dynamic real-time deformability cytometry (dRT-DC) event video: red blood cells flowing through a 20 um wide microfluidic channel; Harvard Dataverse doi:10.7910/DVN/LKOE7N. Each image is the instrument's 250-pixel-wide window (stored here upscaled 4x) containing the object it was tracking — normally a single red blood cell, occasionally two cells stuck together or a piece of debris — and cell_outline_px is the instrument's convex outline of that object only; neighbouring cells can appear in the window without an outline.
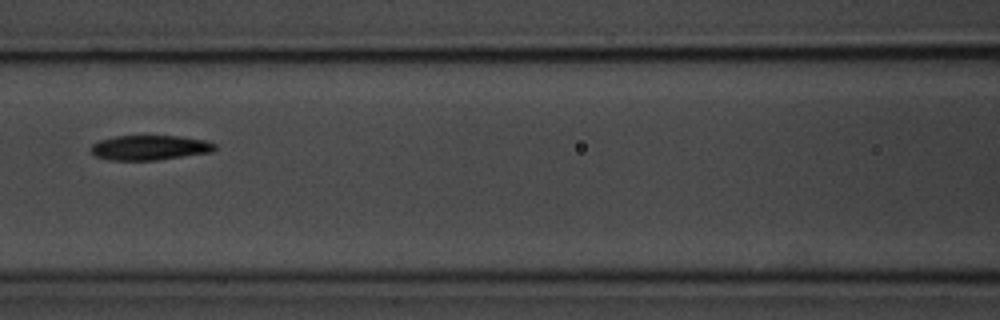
{"species": "common noctule bat (a hibernating species)", "species_latin": "Nyctalus noctula", "temperature_condition": "room temperature", "stored_images_in_passage": 9, "camera_frame_rate_fps": 3000, "um_per_image_px": 0.085, "animal": {"sex": "male", "body_mass_g": 20.1, "forearm_length_mm": 53.5}, "frame": {"image": 1, "passage_image": 7, "time_ms": 7.0, "image_size_px": [1000, 320], "cell_outline_px": [[216, 148], [212, 152], [156, 160], [108, 160], [96, 156], [92, 152], [92, 144], [100, 140], [116, 136], [180, 136], [204, 140], [216, 144]], "centroid_in_image_um": [12.74, 12.55], "position_along_channel_um": 153.9, "area_um2": 17.8}}
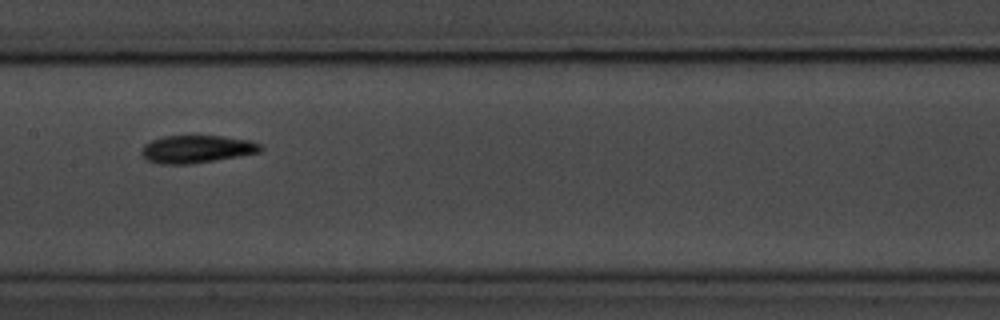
{"frame": {"image": 2, "passage_image": 8, "time_ms": 8.0, "image_size_px": [1000, 320], "cell_outline_px": [[264, 148], [260, 152], [188, 164], [160, 164], [148, 160], [140, 152], [140, 148], [144, 144], [152, 140], [164, 136], [224, 136], [248, 140], [260, 144]], "centroid_in_image_um": [16.68, 12.66], "position_along_channel_um": 190.7, "area_um2": 18.96}}